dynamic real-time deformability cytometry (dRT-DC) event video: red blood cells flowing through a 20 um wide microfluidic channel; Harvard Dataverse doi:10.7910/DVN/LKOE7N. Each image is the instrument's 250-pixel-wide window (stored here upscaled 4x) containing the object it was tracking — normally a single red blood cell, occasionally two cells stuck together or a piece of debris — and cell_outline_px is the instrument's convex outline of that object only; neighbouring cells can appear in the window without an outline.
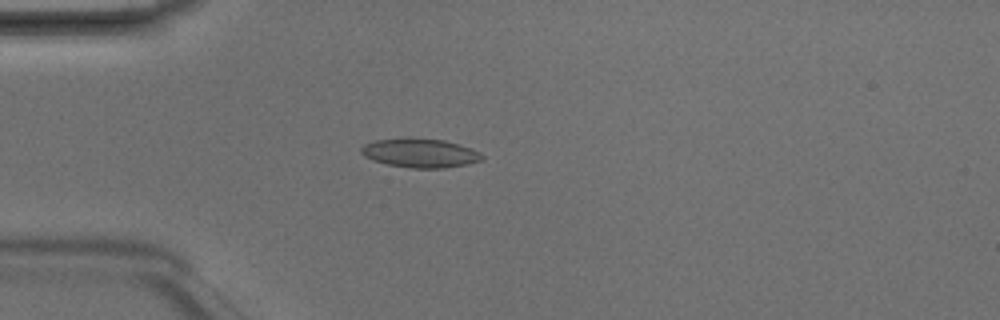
{"species": "Egyptian fruit bat (a non-hibernating species)", "species_latin": "Rousettus aegyptiacus", "temperature_condition": "room temperature", "stored_images_in_passage": 4, "camera_frame_rate_fps": 3000, "um_per_image_px": 0.085, "animal": {"sex": "male"}, "frame": {"image": 1, "passage_image": 3, "time_ms": 0.667, "image_size_px": [1000, 320], "cell_outline_px": [[484, 160], [444, 168], [412, 168], [388, 164], [372, 160], [364, 156], [360, 152], [360, 148], [364, 144], [376, 140], [444, 140], [472, 148], [480, 152], [484, 156]], "centroid_in_image_um": [35.74, 13.04], "position_along_channel_um": 49.3, "area_um2": 19.77}}